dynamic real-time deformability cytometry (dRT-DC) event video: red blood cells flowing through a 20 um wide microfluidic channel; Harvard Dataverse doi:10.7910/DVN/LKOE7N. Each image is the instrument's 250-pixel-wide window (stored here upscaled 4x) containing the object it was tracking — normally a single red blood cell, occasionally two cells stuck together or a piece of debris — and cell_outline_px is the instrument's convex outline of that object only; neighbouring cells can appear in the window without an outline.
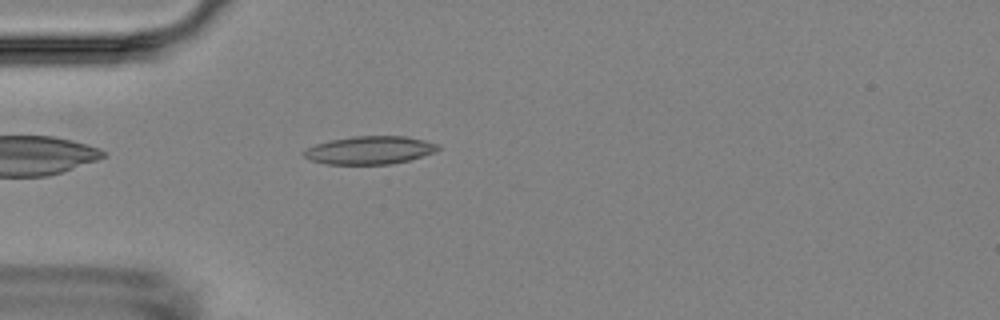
{"species": "Egyptian fruit bat (a non-hibernating species)", "species_latin": "Rousettus aegyptiacus", "temperature_condition": "room temperature", "stored_images_in_passage": 5, "camera_frame_rate_fps": 3000, "um_per_image_px": 0.085, "animal": {"sex": "female"}, "frame": {"image": 1, "passage_image": 5, "time_ms": 4.667, "image_size_px": [1000, 320], "cell_outline_px": [[440, 148], [432, 152], [408, 160], [392, 164], [324, 164], [312, 160], [304, 156], [300, 152], [316, 144], [332, 140], [352, 136], [404, 136], [424, 140], [440, 144]], "centroid_in_image_um": [31.41, 12.76], "position_along_channel_um": 53.6, "area_um2": 21.73}}